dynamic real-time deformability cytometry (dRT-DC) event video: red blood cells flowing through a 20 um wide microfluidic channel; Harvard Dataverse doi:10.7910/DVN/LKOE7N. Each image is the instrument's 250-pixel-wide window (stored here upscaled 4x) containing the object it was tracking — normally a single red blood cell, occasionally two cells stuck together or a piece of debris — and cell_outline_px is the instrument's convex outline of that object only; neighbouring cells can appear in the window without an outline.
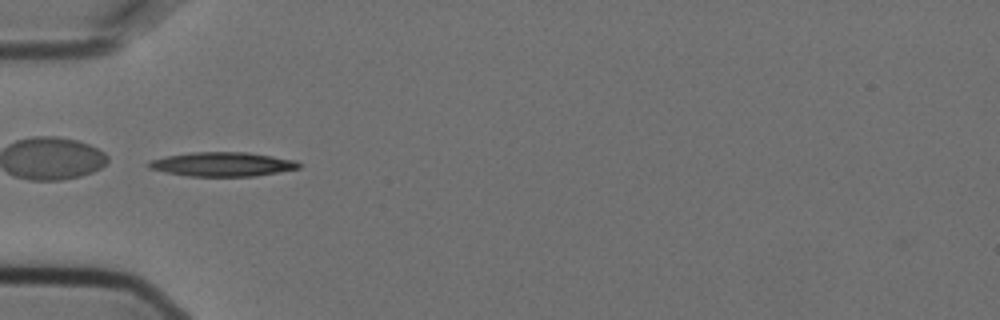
{"species": "Egyptian fruit bat (a non-hibernating species)", "species_latin": "Rousettus aegyptiacus", "temperature_condition": "cold", "stored_images_in_passage": 7, "camera_frame_rate_fps": 3000, "um_per_image_px": 0.085, "animal": {"sex": "female"}, "frame": {"image": 1, "passage_image": 2, "time_ms": 0.333, "image_size_px": [1000, 320], "cell_outline_px": [[300, 168], [256, 176], [188, 176], [164, 172], [148, 168], [148, 164], [152, 160], [168, 156], [192, 152], [248, 152], [296, 160], [300, 164]], "centroid_in_image_um": [18.93, 13.96], "position_along_channel_um": 66.1, "area_um2": 21.04}}
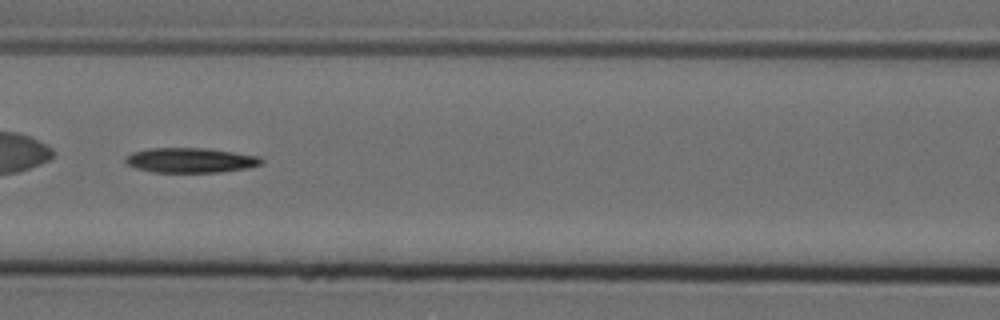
{"frame": {"image": 2, "passage_image": 4, "time_ms": 1.0, "image_size_px": [1000, 320], "cell_outline_px": [[264, 164], [248, 168], [220, 172], [152, 172], [136, 168], [124, 164], [124, 160], [132, 152], [148, 148], [208, 148], [260, 156], [264, 160]], "centroid_in_image_um": [16.21, 13.62], "position_along_channel_um": 150.4, "area_um2": 19.94}}
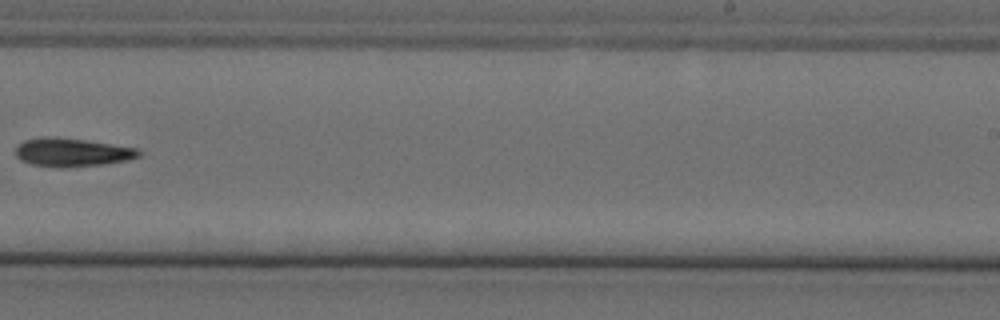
{"frame": {"image": 3, "passage_image": 7, "time_ms": 2.0, "image_size_px": [1000, 320], "cell_outline_px": [[140, 156], [128, 160], [104, 164], [64, 168], [60, 168], [32, 164], [20, 160], [16, 156], [16, 148], [24, 140], [44, 136], [48, 136], [84, 140], [140, 148]], "centroid_in_image_um": [6.14, 12.95], "position_along_channel_um": 282.9, "area_um2": 20.46}}